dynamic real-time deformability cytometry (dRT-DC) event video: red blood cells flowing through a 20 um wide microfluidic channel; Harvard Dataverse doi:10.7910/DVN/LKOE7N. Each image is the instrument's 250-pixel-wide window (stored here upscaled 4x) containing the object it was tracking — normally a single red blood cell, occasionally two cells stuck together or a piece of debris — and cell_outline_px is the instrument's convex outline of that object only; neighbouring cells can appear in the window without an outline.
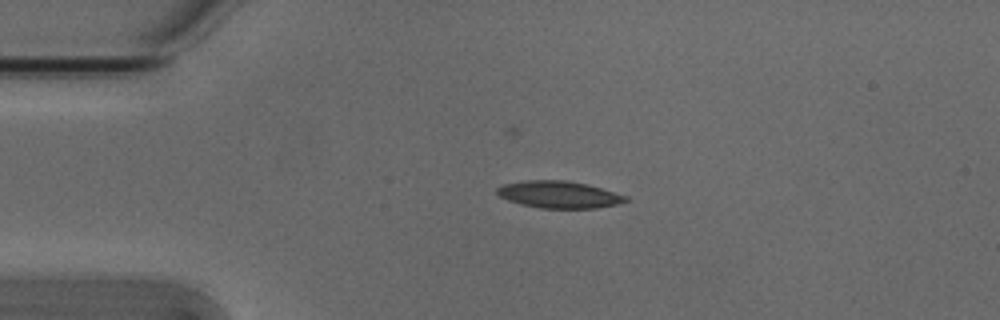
{"species": "Egyptian fruit bat (a non-hibernating species)", "species_latin": "Rousettus aegyptiacus", "temperature_condition": "cold", "stored_images_in_passage": 2, "camera_frame_rate_fps": 3000, "um_per_image_px": 0.085, "animal": {"sex": "male"}, "frame": {"image": 1, "passage_image": 1, "time_ms": 0.0, "image_size_px": [1000, 320], "cell_outline_px": [[628, 200], [616, 204], [596, 208], [540, 208], [520, 204], [508, 200], [500, 196], [496, 192], [496, 188], [504, 184], [528, 180], [564, 180], [588, 184], [628, 196]], "centroid_in_image_um": [47.51, 16.53], "position_along_channel_um": 37.5, "area_um2": 20.17}}